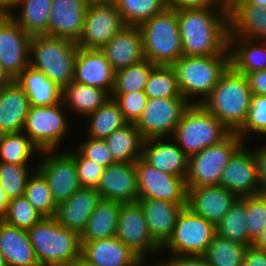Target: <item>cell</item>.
<instances>
[{
	"instance_id": "cell-10",
	"label": "cell",
	"mask_w": 266,
	"mask_h": 266,
	"mask_svg": "<svg viewBox=\"0 0 266 266\" xmlns=\"http://www.w3.org/2000/svg\"><path fill=\"white\" fill-rule=\"evenodd\" d=\"M191 105L184 97L148 98L135 126L144 140L166 138L174 134L184 112Z\"/></svg>"
},
{
	"instance_id": "cell-9",
	"label": "cell",
	"mask_w": 266,
	"mask_h": 266,
	"mask_svg": "<svg viewBox=\"0 0 266 266\" xmlns=\"http://www.w3.org/2000/svg\"><path fill=\"white\" fill-rule=\"evenodd\" d=\"M216 235V226L184 207L178 215L172 236L161 248L173 254L204 255Z\"/></svg>"
},
{
	"instance_id": "cell-36",
	"label": "cell",
	"mask_w": 266,
	"mask_h": 266,
	"mask_svg": "<svg viewBox=\"0 0 266 266\" xmlns=\"http://www.w3.org/2000/svg\"><path fill=\"white\" fill-rule=\"evenodd\" d=\"M246 196L238 198L216 225V234L230 241L252 246L253 240L247 233Z\"/></svg>"
},
{
	"instance_id": "cell-6",
	"label": "cell",
	"mask_w": 266,
	"mask_h": 266,
	"mask_svg": "<svg viewBox=\"0 0 266 266\" xmlns=\"http://www.w3.org/2000/svg\"><path fill=\"white\" fill-rule=\"evenodd\" d=\"M145 59L155 65H173L183 56L177 12L166 8L138 26Z\"/></svg>"
},
{
	"instance_id": "cell-58",
	"label": "cell",
	"mask_w": 266,
	"mask_h": 266,
	"mask_svg": "<svg viewBox=\"0 0 266 266\" xmlns=\"http://www.w3.org/2000/svg\"><path fill=\"white\" fill-rule=\"evenodd\" d=\"M229 4H249L255 6H266V0H230Z\"/></svg>"
},
{
	"instance_id": "cell-61",
	"label": "cell",
	"mask_w": 266,
	"mask_h": 266,
	"mask_svg": "<svg viewBox=\"0 0 266 266\" xmlns=\"http://www.w3.org/2000/svg\"><path fill=\"white\" fill-rule=\"evenodd\" d=\"M68 266H95L89 262L84 256L76 257Z\"/></svg>"
},
{
	"instance_id": "cell-26",
	"label": "cell",
	"mask_w": 266,
	"mask_h": 266,
	"mask_svg": "<svg viewBox=\"0 0 266 266\" xmlns=\"http://www.w3.org/2000/svg\"><path fill=\"white\" fill-rule=\"evenodd\" d=\"M81 255L95 266H139L141 258L112 236L81 243Z\"/></svg>"
},
{
	"instance_id": "cell-53",
	"label": "cell",
	"mask_w": 266,
	"mask_h": 266,
	"mask_svg": "<svg viewBox=\"0 0 266 266\" xmlns=\"http://www.w3.org/2000/svg\"><path fill=\"white\" fill-rule=\"evenodd\" d=\"M252 94L266 95V69L245 75Z\"/></svg>"
},
{
	"instance_id": "cell-23",
	"label": "cell",
	"mask_w": 266,
	"mask_h": 266,
	"mask_svg": "<svg viewBox=\"0 0 266 266\" xmlns=\"http://www.w3.org/2000/svg\"><path fill=\"white\" fill-rule=\"evenodd\" d=\"M100 201L95 188L81 187L69 199L57 204L54 218L62 227L80 235Z\"/></svg>"
},
{
	"instance_id": "cell-18",
	"label": "cell",
	"mask_w": 266,
	"mask_h": 266,
	"mask_svg": "<svg viewBox=\"0 0 266 266\" xmlns=\"http://www.w3.org/2000/svg\"><path fill=\"white\" fill-rule=\"evenodd\" d=\"M95 189L102 200L137 202L139 190L135 162L115 163L104 168Z\"/></svg>"
},
{
	"instance_id": "cell-34",
	"label": "cell",
	"mask_w": 266,
	"mask_h": 266,
	"mask_svg": "<svg viewBox=\"0 0 266 266\" xmlns=\"http://www.w3.org/2000/svg\"><path fill=\"white\" fill-rule=\"evenodd\" d=\"M110 95L103 89L71 81L62 93L64 106H69L73 112L89 115L102 106Z\"/></svg>"
},
{
	"instance_id": "cell-29",
	"label": "cell",
	"mask_w": 266,
	"mask_h": 266,
	"mask_svg": "<svg viewBox=\"0 0 266 266\" xmlns=\"http://www.w3.org/2000/svg\"><path fill=\"white\" fill-rule=\"evenodd\" d=\"M13 80L28 96L31 107L57 105L62 102L63 89L31 65Z\"/></svg>"
},
{
	"instance_id": "cell-51",
	"label": "cell",
	"mask_w": 266,
	"mask_h": 266,
	"mask_svg": "<svg viewBox=\"0 0 266 266\" xmlns=\"http://www.w3.org/2000/svg\"><path fill=\"white\" fill-rule=\"evenodd\" d=\"M168 9L179 10H229L228 0H166ZM216 8H215V7Z\"/></svg>"
},
{
	"instance_id": "cell-42",
	"label": "cell",
	"mask_w": 266,
	"mask_h": 266,
	"mask_svg": "<svg viewBox=\"0 0 266 266\" xmlns=\"http://www.w3.org/2000/svg\"><path fill=\"white\" fill-rule=\"evenodd\" d=\"M24 196L43 217H54L57 204L53 200L51 190L44 176L34 169L27 181Z\"/></svg>"
},
{
	"instance_id": "cell-41",
	"label": "cell",
	"mask_w": 266,
	"mask_h": 266,
	"mask_svg": "<svg viewBox=\"0 0 266 266\" xmlns=\"http://www.w3.org/2000/svg\"><path fill=\"white\" fill-rule=\"evenodd\" d=\"M246 248L216 234L204 256L210 266H241Z\"/></svg>"
},
{
	"instance_id": "cell-45",
	"label": "cell",
	"mask_w": 266,
	"mask_h": 266,
	"mask_svg": "<svg viewBox=\"0 0 266 266\" xmlns=\"http://www.w3.org/2000/svg\"><path fill=\"white\" fill-rule=\"evenodd\" d=\"M42 218L43 216L37 212L23 195L9 200L3 221L11 226L28 230Z\"/></svg>"
},
{
	"instance_id": "cell-64",
	"label": "cell",
	"mask_w": 266,
	"mask_h": 266,
	"mask_svg": "<svg viewBox=\"0 0 266 266\" xmlns=\"http://www.w3.org/2000/svg\"><path fill=\"white\" fill-rule=\"evenodd\" d=\"M0 266H7L5 259H4V256H3L1 251H0Z\"/></svg>"
},
{
	"instance_id": "cell-4",
	"label": "cell",
	"mask_w": 266,
	"mask_h": 266,
	"mask_svg": "<svg viewBox=\"0 0 266 266\" xmlns=\"http://www.w3.org/2000/svg\"><path fill=\"white\" fill-rule=\"evenodd\" d=\"M78 49L77 43L68 39L34 35L30 41V65L64 89L73 81Z\"/></svg>"
},
{
	"instance_id": "cell-60",
	"label": "cell",
	"mask_w": 266,
	"mask_h": 266,
	"mask_svg": "<svg viewBox=\"0 0 266 266\" xmlns=\"http://www.w3.org/2000/svg\"><path fill=\"white\" fill-rule=\"evenodd\" d=\"M15 2L16 0H0V13H9Z\"/></svg>"
},
{
	"instance_id": "cell-33",
	"label": "cell",
	"mask_w": 266,
	"mask_h": 266,
	"mask_svg": "<svg viewBox=\"0 0 266 266\" xmlns=\"http://www.w3.org/2000/svg\"><path fill=\"white\" fill-rule=\"evenodd\" d=\"M105 141L117 163H134L142 157L144 138L133 123L115 130Z\"/></svg>"
},
{
	"instance_id": "cell-11",
	"label": "cell",
	"mask_w": 266,
	"mask_h": 266,
	"mask_svg": "<svg viewBox=\"0 0 266 266\" xmlns=\"http://www.w3.org/2000/svg\"><path fill=\"white\" fill-rule=\"evenodd\" d=\"M62 107L64 108L63 101L57 105L29 108L22 131L40 152L56 151L61 139L66 135L68 122Z\"/></svg>"
},
{
	"instance_id": "cell-3",
	"label": "cell",
	"mask_w": 266,
	"mask_h": 266,
	"mask_svg": "<svg viewBox=\"0 0 266 266\" xmlns=\"http://www.w3.org/2000/svg\"><path fill=\"white\" fill-rule=\"evenodd\" d=\"M27 232L40 266H68L81 255L80 235L54 217H43Z\"/></svg>"
},
{
	"instance_id": "cell-19",
	"label": "cell",
	"mask_w": 266,
	"mask_h": 266,
	"mask_svg": "<svg viewBox=\"0 0 266 266\" xmlns=\"http://www.w3.org/2000/svg\"><path fill=\"white\" fill-rule=\"evenodd\" d=\"M88 0H52L48 29L44 35L78 42L84 26Z\"/></svg>"
},
{
	"instance_id": "cell-40",
	"label": "cell",
	"mask_w": 266,
	"mask_h": 266,
	"mask_svg": "<svg viewBox=\"0 0 266 266\" xmlns=\"http://www.w3.org/2000/svg\"><path fill=\"white\" fill-rule=\"evenodd\" d=\"M115 5L126 26H139L167 8L166 0H118Z\"/></svg>"
},
{
	"instance_id": "cell-46",
	"label": "cell",
	"mask_w": 266,
	"mask_h": 266,
	"mask_svg": "<svg viewBox=\"0 0 266 266\" xmlns=\"http://www.w3.org/2000/svg\"><path fill=\"white\" fill-rule=\"evenodd\" d=\"M236 133L242 140L248 133L266 134V95L252 94L246 121Z\"/></svg>"
},
{
	"instance_id": "cell-24",
	"label": "cell",
	"mask_w": 266,
	"mask_h": 266,
	"mask_svg": "<svg viewBox=\"0 0 266 266\" xmlns=\"http://www.w3.org/2000/svg\"><path fill=\"white\" fill-rule=\"evenodd\" d=\"M153 240L162 247L172 236L178 215L187 203L138 199Z\"/></svg>"
},
{
	"instance_id": "cell-28",
	"label": "cell",
	"mask_w": 266,
	"mask_h": 266,
	"mask_svg": "<svg viewBox=\"0 0 266 266\" xmlns=\"http://www.w3.org/2000/svg\"><path fill=\"white\" fill-rule=\"evenodd\" d=\"M0 251L7 266H40L27 230L0 221Z\"/></svg>"
},
{
	"instance_id": "cell-5",
	"label": "cell",
	"mask_w": 266,
	"mask_h": 266,
	"mask_svg": "<svg viewBox=\"0 0 266 266\" xmlns=\"http://www.w3.org/2000/svg\"><path fill=\"white\" fill-rule=\"evenodd\" d=\"M172 66L175 69L182 96L191 104H201L230 66V55L182 56ZM195 95L204 97L198 102L197 100L192 102L191 99Z\"/></svg>"
},
{
	"instance_id": "cell-17",
	"label": "cell",
	"mask_w": 266,
	"mask_h": 266,
	"mask_svg": "<svg viewBox=\"0 0 266 266\" xmlns=\"http://www.w3.org/2000/svg\"><path fill=\"white\" fill-rule=\"evenodd\" d=\"M219 185L235 193L239 198L259 194L255 153L242 145L228 161Z\"/></svg>"
},
{
	"instance_id": "cell-32",
	"label": "cell",
	"mask_w": 266,
	"mask_h": 266,
	"mask_svg": "<svg viewBox=\"0 0 266 266\" xmlns=\"http://www.w3.org/2000/svg\"><path fill=\"white\" fill-rule=\"evenodd\" d=\"M121 204L101 199L80 234L81 243L115 236Z\"/></svg>"
},
{
	"instance_id": "cell-52",
	"label": "cell",
	"mask_w": 266,
	"mask_h": 266,
	"mask_svg": "<svg viewBox=\"0 0 266 266\" xmlns=\"http://www.w3.org/2000/svg\"><path fill=\"white\" fill-rule=\"evenodd\" d=\"M165 262L169 266H210L204 255L173 254L172 258Z\"/></svg>"
},
{
	"instance_id": "cell-63",
	"label": "cell",
	"mask_w": 266,
	"mask_h": 266,
	"mask_svg": "<svg viewBox=\"0 0 266 266\" xmlns=\"http://www.w3.org/2000/svg\"><path fill=\"white\" fill-rule=\"evenodd\" d=\"M143 262H144V260H141V262H140V265L139 266H143L142 264H143ZM159 262V263H158ZM157 263H154V265H152V266H169L166 262H165V260L162 262V261H158Z\"/></svg>"
},
{
	"instance_id": "cell-35",
	"label": "cell",
	"mask_w": 266,
	"mask_h": 266,
	"mask_svg": "<svg viewBox=\"0 0 266 266\" xmlns=\"http://www.w3.org/2000/svg\"><path fill=\"white\" fill-rule=\"evenodd\" d=\"M52 0H16L13 8L21 6L17 16L8 14L31 36L47 32Z\"/></svg>"
},
{
	"instance_id": "cell-43",
	"label": "cell",
	"mask_w": 266,
	"mask_h": 266,
	"mask_svg": "<svg viewBox=\"0 0 266 266\" xmlns=\"http://www.w3.org/2000/svg\"><path fill=\"white\" fill-rule=\"evenodd\" d=\"M154 66L155 64L145 59L142 62L116 71L112 93L144 90Z\"/></svg>"
},
{
	"instance_id": "cell-2",
	"label": "cell",
	"mask_w": 266,
	"mask_h": 266,
	"mask_svg": "<svg viewBox=\"0 0 266 266\" xmlns=\"http://www.w3.org/2000/svg\"><path fill=\"white\" fill-rule=\"evenodd\" d=\"M251 96L246 76L229 66L201 105L229 131L237 132L248 116Z\"/></svg>"
},
{
	"instance_id": "cell-7",
	"label": "cell",
	"mask_w": 266,
	"mask_h": 266,
	"mask_svg": "<svg viewBox=\"0 0 266 266\" xmlns=\"http://www.w3.org/2000/svg\"><path fill=\"white\" fill-rule=\"evenodd\" d=\"M230 133L231 131L201 104H191L177 124L173 137H176V143L190 157L220 143Z\"/></svg>"
},
{
	"instance_id": "cell-16",
	"label": "cell",
	"mask_w": 266,
	"mask_h": 266,
	"mask_svg": "<svg viewBox=\"0 0 266 266\" xmlns=\"http://www.w3.org/2000/svg\"><path fill=\"white\" fill-rule=\"evenodd\" d=\"M116 237L142 260H146V254L162 250L151 237L143 210L137 202L121 204Z\"/></svg>"
},
{
	"instance_id": "cell-62",
	"label": "cell",
	"mask_w": 266,
	"mask_h": 266,
	"mask_svg": "<svg viewBox=\"0 0 266 266\" xmlns=\"http://www.w3.org/2000/svg\"><path fill=\"white\" fill-rule=\"evenodd\" d=\"M89 3L115 4L118 0H88Z\"/></svg>"
},
{
	"instance_id": "cell-27",
	"label": "cell",
	"mask_w": 266,
	"mask_h": 266,
	"mask_svg": "<svg viewBox=\"0 0 266 266\" xmlns=\"http://www.w3.org/2000/svg\"><path fill=\"white\" fill-rule=\"evenodd\" d=\"M29 108L28 96L14 80L0 88V135L22 131Z\"/></svg>"
},
{
	"instance_id": "cell-59",
	"label": "cell",
	"mask_w": 266,
	"mask_h": 266,
	"mask_svg": "<svg viewBox=\"0 0 266 266\" xmlns=\"http://www.w3.org/2000/svg\"><path fill=\"white\" fill-rule=\"evenodd\" d=\"M12 81L13 79L8 75L0 63V88L10 84Z\"/></svg>"
},
{
	"instance_id": "cell-8",
	"label": "cell",
	"mask_w": 266,
	"mask_h": 266,
	"mask_svg": "<svg viewBox=\"0 0 266 266\" xmlns=\"http://www.w3.org/2000/svg\"><path fill=\"white\" fill-rule=\"evenodd\" d=\"M244 140L231 132L220 143L207 147L189 157L187 188L219 185L222 172Z\"/></svg>"
},
{
	"instance_id": "cell-49",
	"label": "cell",
	"mask_w": 266,
	"mask_h": 266,
	"mask_svg": "<svg viewBox=\"0 0 266 266\" xmlns=\"http://www.w3.org/2000/svg\"><path fill=\"white\" fill-rule=\"evenodd\" d=\"M77 151L83 156L98 165L107 167L109 165L117 163L111 154L110 149L107 146L105 140L93 139L88 137L86 141L80 143Z\"/></svg>"
},
{
	"instance_id": "cell-13",
	"label": "cell",
	"mask_w": 266,
	"mask_h": 266,
	"mask_svg": "<svg viewBox=\"0 0 266 266\" xmlns=\"http://www.w3.org/2000/svg\"><path fill=\"white\" fill-rule=\"evenodd\" d=\"M31 37L8 13H0V63L12 79L30 65Z\"/></svg>"
},
{
	"instance_id": "cell-15",
	"label": "cell",
	"mask_w": 266,
	"mask_h": 266,
	"mask_svg": "<svg viewBox=\"0 0 266 266\" xmlns=\"http://www.w3.org/2000/svg\"><path fill=\"white\" fill-rule=\"evenodd\" d=\"M51 152L54 150L39 152L44 158L36 169L47 180L53 200L58 204L69 199L81 185L74 157L69 152L54 155Z\"/></svg>"
},
{
	"instance_id": "cell-21",
	"label": "cell",
	"mask_w": 266,
	"mask_h": 266,
	"mask_svg": "<svg viewBox=\"0 0 266 266\" xmlns=\"http://www.w3.org/2000/svg\"><path fill=\"white\" fill-rule=\"evenodd\" d=\"M114 78L115 71L100 50L79 47L75 60L73 81L98 87L111 95Z\"/></svg>"
},
{
	"instance_id": "cell-37",
	"label": "cell",
	"mask_w": 266,
	"mask_h": 266,
	"mask_svg": "<svg viewBox=\"0 0 266 266\" xmlns=\"http://www.w3.org/2000/svg\"><path fill=\"white\" fill-rule=\"evenodd\" d=\"M87 116L89 117L87 137L93 139L105 140L115 130L127 124L119 105L112 98Z\"/></svg>"
},
{
	"instance_id": "cell-14",
	"label": "cell",
	"mask_w": 266,
	"mask_h": 266,
	"mask_svg": "<svg viewBox=\"0 0 266 266\" xmlns=\"http://www.w3.org/2000/svg\"><path fill=\"white\" fill-rule=\"evenodd\" d=\"M125 26L115 4L89 3L77 45L84 49L100 50Z\"/></svg>"
},
{
	"instance_id": "cell-55",
	"label": "cell",
	"mask_w": 266,
	"mask_h": 266,
	"mask_svg": "<svg viewBox=\"0 0 266 266\" xmlns=\"http://www.w3.org/2000/svg\"><path fill=\"white\" fill-rule=\"evenodd\" d=\"M241 266H266V251L247 247Z\"/></svg>"
},
{
	"instance_id": "cell-39",
	"label": "cell",
	"mask_w": 266,
	"mask_h": 266,
	"mask_svg": "<svg viewBox=\"0 0 266 266\" xmlns=\"http://www.w3.org/2000/svg\"><path fill=\"white\" fill-rule=\"evenodd\" d=\"M144 92L150 99L183 97L172 65H155L149 75Z\"/></svg>"
},
{
	"instance_id": "cell-22",
	"label": "cell",
	"mask_w": 266,
	"mask_h": 266,
	"mask_svg": "<svg viewBox=\"0 0 266 266\" xmlns=\"http://www.w3.org/2000/svg\"><path fill=\"white\" fill-rule=\"evenodd\" d=\"M100 51L115 72L145 60L142 34L138 26H125Z\"/></svg>"
},
{
	"instance_id": "cell-57",
	"label": "cell",
	"mask_w": 266,
	"mask_h": 266,
	"mask_svg": "<svg viewBox=\"0 0 266 266\" xmlns=\"http://www.w3.org/2000/svg\"><path fill=\"white\" fill-rule=\"evenodd\" d=\"M8 205L9 199L0 184V221L4 219Z\"/></svg>"
},
{
	"instance_id": "cell-47",
	"label": "cell",
	"mask_w": 266,
	"mask_h": 266,
	"mask_svg": "<svg viewBox=\"0 0 266 266\" xmlns=\"http://www.w3.org/2000/svg\"><path fill=\"white\" fill-rule=\"evenodd\" d=\"M112 98L118 105L127 123L135 124L143 113L148 101L144 90L129 93H111Z\"/></svg>"
},
{
	"instance_id": "cell-38",
	"label": "cell",
	"mask_w": 266,
	"mask_h": 266,
	"mask_svg": "<svg viewBox=\"0 0 266 266\" xmlns=\"http://www.w3.org/2000/svg\"><path fill=\"white\" fill-rule=\"evenodd\" d=\"M35 150L40 152L23 131L0 135V162L28 165Z\"/></svg>"
},
{
	"instance_id": "cell-1",
	"label": "cell",
	"mask_w": 266,
	"mask_h": 266,
	"mask_svg": "<svg viewBox=\"0 0 266 266\" xmlns=\"http://www.w3.org/2000/svg\"><path fill=\"white\" fill-rule=\"evenodd\" d=\"M176 12L183 56L229 54V10H179Z\"/></svg>"
},
{
	"instance_id": "cell-12",
	"label": "cell",
	"mask_w": 266,
	"mask_h": 266,
	"mask_svg": "<svg viewBox=\"0 0 266 266\" xmlns=\"http://www.w3.org/2000/svg\"><path fill=\"white\" fill-rule=\"evenodd\" d=\"M138 199L187 203L186 180L154 168L142 157L135 162Z\"/></svg>"
},
{
	"instance_id": "cell-20",
	"label": "cell",
	"mask_w": 266,
	"mask_h": 266,
	"mask_svg": "<svg viewBox=\"0 0 266 266\" xmlns=\"http://www.w3.org/2000/svg\"><path fill=\"white\" fill-rule=\"evenodd\" d=\"M238 198L220 185L187 188L186 207L216 226Z\"/></svg>"
},
{
	"instance_id": "cell-48",
	"label": "cell",
	"mask_w": 266,
	"mask_h": 266,
	"mask_svg": "<svg viewBox=\"0 0 266 266\" xmlns=\"http://www.w3.org/2000/svg\"><path fill=\"white\" fill-rule=\"evenodd\" d=\"M246 210L247 233L254 241L266 223V195L259 193L246 196Z\"/></svg>"
},
{
	"instance_id": "cell-54",
	"label": "cell",
	"mask_w": 266,
	"mask_h": 266,
	"mask_svg": "<svg viewBox=\"0 0 266 266\" xmlns=\"http://www.w3.org/2000/svg\"><path fill=\"white\" fill-rule=\"evenodd\" d=\"M260 193L266 195V147L255 150Z\"/></svg>"
},
{
	"instance_id": "cell-44",
	"label": "cell",
	"mask_w": 266,
	"mask_h": 266,
	"mask_svg": "<svg viewBox=\"0 0 266 266\" xmlns=\"http://www.w3.org/2000/svg\"><path fill=\"white\" fill-rule=\"evenodd\" d=\"M28 166L0 162V184L9 200L24 195L31 176Z\"/></svg>"
},
{
	"instance_id": "cell-31",
	"label": "cell",
	"mask_w": 266,
	"mask_h": 266,
	"mask_svg": "<svg viewBox=\"0 0 266 266\" xmlns=\"http://www.w3.org/2000/svg\"><path fill=\"white\" fill-rule=\"evenodd\" d=\"M241 41L243 44L239 43ZM254 42L257 43L258 41L235 34L228 35L230 66L237 72L246 75L266 69V41L261 43L262 47L260 45L257 46ZM234 43H239L237 48L234 47L236 45ZM233 47L234 49H232Z\"/></svg>"
},
{
	"instance_id": "cell-50",
	"label": "cell",
	"mask_w": 266,
	"mask_h": 266,
	"mask_svg": "<svg viewBox=\"0 0 266 266\" xmlns=\"http://www.w3.org/2000/svg\"><path fill=\"white\" fill-rule=\"evenodd\" d=\"M70 154L75 159L78 180L81 187L96 188L105 167L83 157L78 151L77 153L70 152Z\"/></svg>"
},
{
	"instance_id": "cell-25",
	"label": "cell",
	"mask_w": 266,
	"mask_h": 266,
	"mask_svg": "<svg viewBox=\"0 0 266 266\" xmlns=\"http://www.w3.org/2000/svg\"><path fill=\"white\" fill-rule=\"evenodd\" d=\"M164 138L144 140L142 158L161 172L186 180L189 157L174 141L166 143Z\"/></svg>"
},
{
	"instance_id": "cell-30",
	"label": "cell",
	"mask_w": 266,
	"mask_h": 266,
	"mask_svg": "<svg viewBox=\"0 0 266 266\" xmlns=\"http://www.w3.org/2000/svg\"><path fill=\"white\" fill-rule=\"evenodd\" d=\"M229 34L266 41V6L229 4Z\"/></svg>"
},
{
	"instance_id": "cell-56",
	"label": "cell",
	"mask_w": 266,
	"mask_h": 266,
	"mask_svg": "<svg viewBox=\"0 0 266 266\" xmlns=\"http://www.w3.org/2000/svg\"><path fill=\"white\" fill-rule=\"evenodd\" d=\"M252 246L258 250L266 251V223L262 232L253 241Z\"/></svg>"
}]
</instances>
